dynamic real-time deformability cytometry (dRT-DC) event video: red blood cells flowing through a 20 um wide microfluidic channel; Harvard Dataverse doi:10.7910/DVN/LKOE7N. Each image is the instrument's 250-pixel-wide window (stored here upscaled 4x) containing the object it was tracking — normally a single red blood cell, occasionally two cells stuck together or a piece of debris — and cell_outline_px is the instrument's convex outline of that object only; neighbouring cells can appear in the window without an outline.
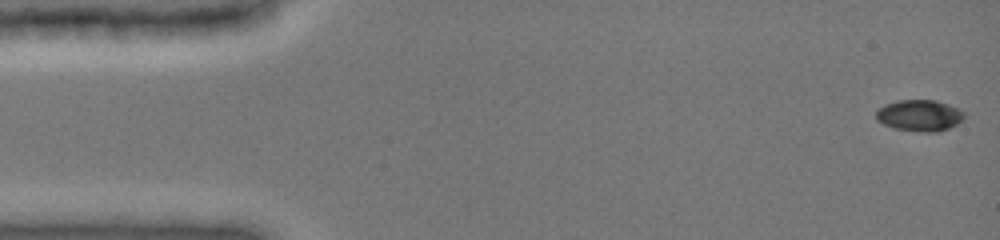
{"species": "common noctule bat (a hibernating species)", "species_latin": "Nyctalus noctula", "temperature_condition": "cold", "stored_images_in_passage": 7, "camera_frame_rate_fps": 3000, "um_per_image_px": 0.085, "animal": {"sex": "female", "body_mass_g": 19.0, "forearm_length_mm": 51.5}, "frame": {"image": 1, "passage_image": 1, "time_ms": 0.0, "image_size_px": [1000, 240], "cell_outline_px": [[964, 116], [956, 124], [948, 128], [936, 132], [924, 132], [896, 128], [884, 124], [876, 120], [876, 108], [884, 104], [896, 100], [936, 100], [948, 104], [964, 112]], "centroid_in_image_um": [78.11, 9.79], "position_along_channel_um": 6.9, "area_um2": 16.01}}
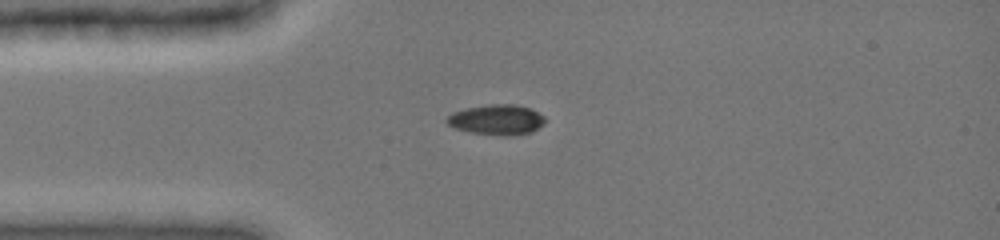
{"frame": {"image": 2, "passage_image": 6, "time_ms": 3.667, "image_size_px": [1000, 240], "cell_outline_px": [[544, 124], [532, 132], [508, 136], [500, 136], [468, 132], [456, 128], [448, 124], [444, 120], [452, 112], [468, 108], [488, 104], [516, 104], [532, 108], [544, 116]], "centroid_in_image_um": [42.23, 10.17], "position_along_channel_um": 42.8, "area_um2": 17.51}}